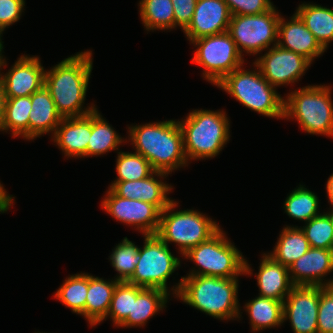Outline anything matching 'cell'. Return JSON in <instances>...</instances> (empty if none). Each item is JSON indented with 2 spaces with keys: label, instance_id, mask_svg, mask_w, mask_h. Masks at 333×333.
I'll use <instances>...</instances> for the list:
<instances>
[{
  "label": "cell",
  "instance_id": "obj_19",
  "mask_svg": "<svg viewBox=\"0 0 333 333\" xmlns=\"http://www.w3.org/2000/svg\"><path fill=\"white\" fill-rule=\"evenodd\" d=\"M277 45L304 56L311 63L325 52V49L296 13L288 22H285L284 18L280 16Z\"/></svg>",
  "mask_w": 333,
  "mask_h": 333
},
{
  "label": "cell",
  "instance_id": "obj_44",
  "mask_svg": "<svg viewBox=\"0 0 333 333\" xmlns=\"http://www.w3.org/2000/svg\"><path fill=\"white\" fill-rule=\"evenodd\" d=\"M0 197H12L11 195H9L5 191V189H4V187H3V185L1 183H0Z\"/></svg>",
  "mask_w": 333,
  "mask_h": 333
},
{
  "label": "cell",
  "instance_id": "obj_39",
  "mask_svg": "<svg viewBox=\"0 0 333 333\" xmlns=\"http://www.w3.org/2000/svg\"><path fill=\"white\" fill-rule=\"evenodd\" d=\"M24 0H0V26L5 30L20 19Z\"/></svg>",
  "mask_w": 333,
  "mask_h": 333
},
{
  "label": "cell",
  "instance_id": "obj_8",
  "mask_svg": "<svg viewBox=\"0 0 333 333\" xmlns=\"http://www.w3.org/2000/svg\"><path fill=\"white\" fill-rule=\"evenodd\" d=\"M178 205L172 201L160 214L156 235L167 245L174 242L182 255L209 240L219 230V225L196 210L175 211Z\"/></svg>",
  "mask_w": 333,
  "mask_h": 333
},
{
  "label": "cell",
  "instance_id": "obj_30",
  "mask_svg": "<svg viewBox=\"0 0 333 333\" xmlns=\"http://www.w3.org/2000/svg\"><path fill=\"white\" fill-rule=\"evenodd\" d=\"M171 0H141L140 17L149 30H169L175 28L174 9Z\"/></svg>",
  "mask_w": 333,
  "mask_h": 333
},
{
  "label": "cell",
  "instance_id": "obj_23",
  "mask_svg": "<svg viewBox=\"0 0 333 333\" xmlns=\"http://www.w3.org/2000/svg\"><path fill=\"white\" fill-rule=\"evenodd\" d=\"M117 280L110 282L88 274V292L86 296L85 318L92 326L107 318Z\"/></svg>",
  "mask_w": 333,
  "mask_h": 333
},
{
  "label": "cell",
  "instance_id": "obj_34",
  "mask_svg": "<svg viewBox=\"0 0 333 333\" xmlns=\"http://www.w3.org/2000/svg\"><path fill=\"white\" fill-rule=\"evenodd\" d=\"M143 287L119 282L113 292L107 317L112 318L115 326H119L128 315H132L133 299L143 290Z\"/></svg>",
  "mask_w": 333,
  "mask_h": 333
},
{
  "label": "cell",
  "instance_id": "obj_40",
  "mask_svg": "<svg viewBox=\"0 0 333 333\" xmlns=\"http://www.w3.org/2000/svg\"><path fill=\"white\" fill-rule=\"evenodd\" d=\"M171 1L174 9L175 27L179 26L184 31L192 20L197 0Z\"/></svg>",
  "mask_w": 333,
  "mask_h": 333
},
{
  "label": "cell",
  "instance_id": "obj_43",
  "mask_svg": "<svg viewBox=\"0 0 333 333\" xmlns=\"http://www.w3.org/2000/svg\"><path fill=\"white\" fill-rule=\"evenodd\" d=\"M326 192H327V196L330 202V204L333 207V174L330 175V177L327 180V184H326ZM333 210V208H332Z\"/></svg>",
  "mask_w": 333,
  "mask_h": 333
},
{
  "label": "cell",
  "instance_id": "obj_41",
  "mask_svg": "<svg viewBox=\"0 0 333 333\" xmlns=\"http://www.w3.org/2000/svg\"><path fill=\"white\" fill-rule=\"evenodd\" d=\"M5 103H6V95H5L2 81L0 80V126L4 119Z\"/></svg>",
  "mask_w": 333,
  "mask_h": 333
},
{
  "label": "cell",
  "instance_id": "obj_2",
  "mask_svg": "<svg viewBox=\"0 0 333 333\" xmlns=\"http://www.w3.org/2000/svg\"><path fill=\"white\" fill-rule=\"evenodd\" d=\"M135 152L146 158L155 171L169 174L188 163L178 121L168 120L129 127Z\"/></svg>",
  "mask_w": 333,
  "mask_h": 333
},
{
  "label": "cell",
  "instance_id": "obj_3",
  "mask_svg": "<svg viewBox=\"0 0 333 333\" xmlns=\"http://www.w3.org/2000/svg\"><path fill=\"white\" fill-rule=\"evenodd\" d=\"M180 280L172 291L184 303L216 319L240 318L237 278L188 275Z\"/></svg>",
  "mask_w": 333,
  "mask_h": 333
},
{
  "label": "cell",
  "instance_id": "obj_13",
  "mask_svg": "<svg viewBox=\"0 0 333 333\" xmlns=\"http://www.w3.org/2000/svg\"><path fill=\"white\" fill-rule=\"evenodd\" d=\"M262 76L273 86L297 82L311 65L304 56L284 49L279 45L271 46L267 53L254 62Z\"/></svg>",
  "mask_w": 333,
  "mask_h": 333
},
{
  "label": "cell",
  "instance_id": "obj_33",
  "mask_svg": "<svg viewBox=\"0 0 333 333\" xmlns=\"http://www.w3.org/2000/svg\"><path fill=\"white\" fill-rule=\"evenodd\" d=\"M301 227L310 247L333 250V210L312 218Z\"/></svg>",
  "mask_w": 333,
  "mask_h": 333
},
{
  "label": "cell",
  "instance_id": "obj_20",
  "mask_svg": "<svg viewBox=\"0 0 333 333\" xmlns=\"http://www.w3.org/2000/svg\"><path fill=\"white\" fill-rule=\"evenodd\" d=\"M91 137V113L63 118L53 134V141L68 157H87Z\"/></svg>",
  "mask_w": 333,
  "mask_h": 333
},
{
  "label": "cell",
  "instance_id": "obj_9",
  "mask_svg": "<svg viewBox=\"0 0 333 333\" xmlns=\"http://www.w3.org/2000/svg\"><path fill=\"white\" fill-rule=\"evenodd\" d=\"M144 237V246L138 250V264L127 283L168 293L167 280L180 266V258L175 257L169 245L156 234Z\"/></svg>",
  "mask_w": 333,
  "mask_h": 333
},
{
  "label": "cell",
  "instance_id": "obj_29",
  "mask_svg": "<svg viewBox=\"0 0 333 333\" xmlns=\"http://www.w3.org/2000/svg\"><path fill=\"white\" fill-rule=\"evenodd\" d=\"M122 137L110 126L96 109L91 113V137L88 143L87 156L103 155L112 150H118Z\"/></svg>",
  "mask_w": 333,
  "mask_h": 333
},
{
  "label": "cell",
  "instance_id": "obj_12",
  "mask_svg": "<svg viewBox=\"0 0 333 333\" xmlns=\"http://www.w3.org/2000/svg\"><path fill=\"white\" fill-rule=\"evenodd\" d=\"M106 194L101 206L108 214L127 225H135V228L144 235L156 234L161 211L155 205L141 200L122 198L110 188Z\"/></svg>",
  "mask_w": 333,
  "mask_h": 333
},
{
  "label": "cell",
  "instance_id": "obj_31",
  "mask_svg": "<svg viewBox=\"0 0 333 333\" xmlns=\"http://www.w3.org/2000/svg\"><path fill=\"white\" fill-rule=\"evenodd\" d=\"M88 292V273L71 275L56 291L54 298L61 301L73 313L85 317L86 296Z\"/></svg>",
  "mask_w": 333,
  "mask_h": 333
},
{
  "label": "cell",
  "instance_id": "obj_37",
  "mask_svg": "<svg viewBox=\"0 0 333 333\" xmlns=\"http://www.w3.org/2000/svg\"><path fill=\"white\" fill-rule=\"evenodd\" d=\"M318 333H333V286H320Z\"/></svg>",
  "mask_w": 333,
  "mask_h": 333
},
{
  "label": "cell",
  "instance_id": "obj_38",
  "mask_svg": "<svg viewBox=\"0 0 333 333\" xmlns=\"http://www.w3.org/2000/svg\"><path fill=\"white\" fill-rule=\"evenodd\" d=\"M231 16L260 14L271 10L274 6L270 0H224Z\"/></svg>",
  "mask_w": 333,
  "mask_h": 333
},
{
  "label": "cell",
  "instance_id": "obj_45",
  "mask_svg": "<svg viewBox=\"0 0 333 333\" xmlns=\"http://www.w3.org/2000/svg\"><path fill=\"white\" fill-rule=\"evenodd\" d=\"M4 29L0 26V53L2 54V50H3V42L1 40V34H3Z\"/></svg>",
  "mask_w": 333,
  "mask_h": 333
},
{
  "label": "cell",
  "instance_id": "obj_6",
  "mask_svg": "<svg viewBox=\"0 0 333 333\" xmlns=\"http://www.w3.org/2000/svg\"><path fill=\"white\" fill-rule=\"evenodd\" d=\"M284 99V118H295L309 134L333 136L331 87L311 85L290 92Z\"/></svg>",
  "mask_w": 333,
  "mask_h": 333
},
{
  "label": "cell",
  "instance_id": "obj_16",
  "mask_svg": "<svg viewBox=\"0 0 333 333\" xmlns=\"http://www.w3.org/2000/svg\"><path fill=\"white\" fill-rule=\"evenodd\" d=\"M231 13L224 0H197L192 20L183 31L189 41L228 31Z\"/></svg>",
  "mask_w": 333,
  "mask_h": 333
},
{
  "label": "cell",
  "instance_id": "obj_10",
  "mask_svg": "<svg viewBox=\"0 0 333 333\" xmlns=\"http://www.w3.org/2000/svg\"><path fill=\"white\" fill-rule=\"evenodd\" d=\"M197 47L192 63L204 67L203 77L217 85L227 74L243 66V55L228 31L191 42Z\"/></svg>",
  "mask_w": 333,
  "mask_h": 333
},
{
  "label": "cell",
  "instance_id": "obj_24",
  "mask_svg": "<svg viewBox=\"0 0 333 333\" xmlns=\"http://www.w3.org/2000/svg\"><path fill=\"white\" fill-rule=\"evenodd\" d=\"M295 13L326 50L333 40V10L317 4L303 3Z\"/></svg>",
  "mask_w": 333,
  "mask_h": 333
},
{
  "label": "cell",
  "instance_id": "obj_17",
  "mask_svg": "<svg viewBox=\"0 0 333 333\" xmlns=\"http://www.w3.org/2000/svg\"><path fill=\"white\" fill-rule=\"evenodd\" d=\"M288 269L293 285L333 286V279H323L333 271V250L310 247Z\"/></svg>",
  "mask_w": 333,
  "mask_h": 333
},
{
  "label": "cell",
  "instance_id": "obj_21",
  "mask_svg": "<svg viewBox=\"0 0 333 333\" xmlns=\"http://www.w3.org/2000/svg\"><path fill=\"white\" fill-rule=\"evenodd\" d=\"M256 275L259 287V296L283 301L294 286L291 282L288 267L276 262L268 254H263Z\"/></svg>",
  "mask_w": 333,
  "mask_h": 333
},
{
  "label": "cell",
  "instance_id": "obj_25",
  "mask_svg": "<svg viewBox=\"0 0 333 333\" xmlns=\"http://www.w3.org/2000/svg\"><path fill=\"white\" fill-rule=\"evenodd\" d=\"M169 295L161 289L144 288L136 299H133L132 315H128L119 326L123 328L144 326L150 317L164 309Z\"/></svg>",
  "mask_w": 333,
  "mask_h": 333
},
{
  "label": "cell",
  "instance_id": "obj_35",
  "mask_svg": "<svg viewBox=\"0 0 333 333\" xmlns=\"http://www.w3.org/2000/svg\"><path fill=\"white\" fill-rule=\"evenodd\" d=\"M115 169L118 178L114 181L141 180L155 171L150 162L136 152H118Z\"/></svg>",
  "mask_w": 333,
  "mask_h": 333
},
{
  "label": "cell",
  "instance_id": "obj_32",
  "mask_svg": "<svg viewBox=\"0 0 333 333\" xmlns=\"http://www.w3.org/2000/svg\"><path fill=\"white\" fill-rule=\"evenodd\" d=\"M318 207L317 195L303 185L294 189L284 202V209L289 217L305 222L321 214Z\"/></svg>",
  "mask_w": 333,
  "mask_h": 333
},
{
  "label": "cell",
  "instance_id": "obj_26",
  "mask_svg": "<svg viewBox=\"0 0 333 333\" xmlns=\"http://www.w3.org/2000/svg\"><path fill=\"white\" fill-rule=\"evenodd\" d=\"M276 243L274 251L268 255L288 268L310 249L308 240L298 226L284 227Z\"/></svg>",
  "mask_w": 333,
  "mask_h": 333
},
{
  "label": "cell",
  "instance_id": "obj_1",
  "mask_svg": "<svg viewBox=\"0 0 333 333\" xmlns=\"http://www.w3.org/2000/svg\"><path fill=\"white\" fill-rule=\"evenodd\" d=\"M91 52L70 56L45 72L44 86L62 118L84 116L97 109L93 104L82 109L93 68Z\"/></svg>",
  "mask_w": 333,
  "mask_h": 333
},
{
  "label": "cell",
  "instance_id": "obj_5",
  "mask_svg": "<svg viewBox=\"0 0 333 333\" xmlns=\"http://www.w3.org/2000/svg\"><path fill=\"white\" fill-rule=\"evenodd\" d=\"M258 70L237 68L227 74L216 86L230 94L245 107L267 117L284 118V98ZM257 71V72H256Z\"/></svg>",
  "mask_w": 333,
  "mask_h": 333
},
{
  "label": "cell",
  "instance_id": "obj_28",
  "mask_svg": "<svg viewBox=\"0 0 333 333\" xmlns=\"http://www.w3.org/2000/svg\"><path fill=\"white\" fill-rule=\"evenodd\" d=\"M31 96L6 98L4 119L0 131H11L13 137L23 136L29 140V113Z\"/></svg>",
  "mask_w": 333,
  "mask_h": 333
},
{
  "label": "cell",
  "instance_id": "obj_15",
  "mask_svg": "<svg viewBox=\"0 0 333 333\" xmlns=\"http://www.w3.org/2000/svg\"><path fill=\"white\" fill-rule=\"evenodd\" d=\"M39 60L38 56L22 55L6 74L0 73L6 98L31 96L44 86L46 71ZM2 66L6 61L1 54L0 69Z\"/></svg>",
  "mask_w": 333,
  "mask_h": 333
},
{
  "label": "cell",
  "instance_id": "obj_22",
  "mask_svg": "<svg viewBox=\"0 0 333 333\" xmlns=\"http://www.w3.org/2000/svg\"><path fill=\"white\" fill-rule=\"evenodd\" d=\"M31 111L29 115V140L52 131L54 134L63 119L57 112L49 90L43 86L31 95Z\"/></svg>",
  "mask_w": 333,
  "mask_h": 333
},
{
  "label": "cell",
  "instance_id": "obj_18",
  "mask_svg": "<svg viewBox=\"0 0 333 333\" xmlns=\"http://www.w3.org/2000/svg\"><path fill=\"white\" fill-rule=\"evenodd\" d=\"M164 177L168 174L154 171L150 176L135 181H114L109 188L118 196L127 199L141 200L155 205L161 212L173 201L168 198L172 186L154 177Z\"/></svg>",
  "mask_w": 333,
  "mask_h": 333
},
{
  "label": "cell",
  "instance_id": "obj_4",
  "mask_svg": "<svg viewBox=\"0 0 333 333\" xmlns=\"http://www.w3.org/2000/svg\"><path fill=\"white\" fill-rule=\"evenodd\" d=\"M178 123L187 160L215 157L229 141L230 122L225 111L194 110Z\"/></svg>",
  "mask_w": 333,
  "mask_h": 333
},
{
  "label": "cell",
  "instance_id": "obj_36",
  "mask_svg": "<svg viewBox=\"0 0 333 333\" xmlns=\"http://www.w3.org/2000/svg\"><path fill=\"white\" fill-rule=\"evenodd\" d=\"M138 250L139 247L127 237H124L122 243L116 245L110 255L112 267L119 274L115 280L127 282L131 278L139 261Z\"/></svg>",
  "mask_w": 333,
  "mask_h": 333
},
{
  "label": "cell",
  "instance_id": "obj_27",
  "mask_svg": "<svg viewBox=\"0 0 333 333\" xmlns=\"http://www.w3.org/2000/svg\"><path fill=\"white\" fill-rule=\"evenodd\" d=\"M244 307L250 316L254 332L277 327L283 323V301L258 296Z\"/></svg>",
  "mask_w": 333,
  "mask_h": 333
},
{
  "label": "cell",
  "instance_id": "obj_42",
  "mask_svg": "<svg viewBox=\"0 0 333 333\" xmlns=\"http://www.w3.org/2000/svg\"><path fill=\"white\" fill-rule=\"evenodd\" d=\"M14 197H0V212L4 213L11 207Z\"/></svg>",
  "mask_w": 333,
  "mask_h": 333
},
{
  "label": "cell",
  "instance_id": "obj_14",
  "mask_svg": "<svg viewBox=\"0 0 333 333\" xmlns=\"http://www.w3.org/2000/svg\"><path fill=\"white\" fill-rule=\"evenodd\" d=\"M320 286L294 285L283 302V322L289 319L294 333H318Z\"/></svg>",
  "mask_w": 333,
  "mask_h": 333
},
{
  "label": "cell",
  "instance_id": "obj_7",
  "mask_svg": "<svg viewBox=\"0 0 333 333\" xmlns=\"http://www.w3.org/2000/svg\"><path fill=\"white\" fill-rule=\"evenodd\" d=\"M183 256L199 266L197 271L191 270L188 275L237 278L239 275L252 274L247 260L221 229Z\"/></svg>",
  "mask_w": 333,
  "mask_h": 333
},
{
  "label": "cell",
  "instance_id": "obj_11",
  "mask_svg": "<svg viewBox=\"0 0 333 333\" xmlns=\"http://www.w3.org/2000/svg\"><path fill=\"white\" fill-rule=\"evenodd\" d=\"M279 13L275 7L260 14L231 16L228 33L242 54L257 55L278 43ZM274 42V43H273Z\"/></svg>",
  "mask_w": 333,
  "mask_h": 333
}]
</instances>
